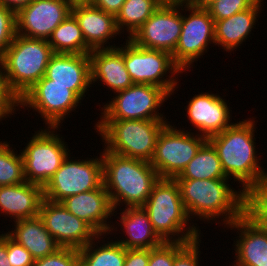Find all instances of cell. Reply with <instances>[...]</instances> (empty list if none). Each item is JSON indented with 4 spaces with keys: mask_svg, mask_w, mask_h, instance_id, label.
<instances>
[{
    "mask_svg": "<svg viewBox=\"0 0 267 266\" xmlns=\"http://www.w3.org/2000/svg\"><path fill=\"white\" fill-rule=\"evenodd\" d=\"M32 0H0V5L13 11L15 14L25 8Z\"/></svg>",
    "mask_w": 267,
    "mask_h": 266,
    "instance_id": "cell-42",
    "label": "cell"
},
{
    "mask_svg": "<svg viewBox=\"0 0 267 266\" xmlns=\"http://www.w3.org/2000/svg\"><path fill=\"white\" fill-rule=\"evenodd\" d=\"M256 118L239 120L207 140L215 148L228 179L238 182L246 194L267 174L256 150ZM260 161V162H259ZM267 170V168H266Z\"/></svg>",
    "mask_w": 267,
    "mask_h": 266,
    "instance_id": "cell-2",
    "label": "cell"
},
{
    "mask_svg": "<svg viewBox=\"0 0 267 266\" xmlns=\"http://www.w3.org/2000/svg\"><path fill=\"white\" fill-rule=\"evenodd\" d=\"M108 235L99 234L86 246L78 249L79 266H124L126 249L116 239L104 240H109L110 236L106 237Z\"/></svg>",
    "mask_w": 267,
    "mask_h": 266,
    "instance_id": "cell-27",
    "label": "cell"
},
{
    "mask_svg": "<svg viewBox=\"0 0 267 266\" xmlns=\"http://www.w3.org/2000/svg\"><path fill=\"white\" fill-rule=\"evenodd\" d=\"M89 55L92 87L101 81L100 86H107L110 92L116 93L134 84L125 67L124 52L118 45L115 48L93 49Z\"/></svg>",
    "mask_w": 267,
    "mask_h": 266,
    "instance_id": "cell-23",
    "label": "cell"
},
{
    "mask_svg": "<svg viewBox=\"0 0 267 266\" xmlns=\"http://www.w3.org/2000/svg\"><path fill=\"white\" fill-rule=\"evenodd\" d=\"M71 13L79 23L86 44L92 50L117 47L111 41L117 35L121 36L114 15L106 13L88 2L73 3Z\"/></svg>",
    "mask_w": 267,
    "mask_h": 266,
    "instance_id": "cell-21",
    "label": "cell"
},
{
    "mask_svg": "<svg viewBox=\"0 0 267 266\" xmlns=\"http://www.w3.org/2000/svg\"><path fill=\"white\" fill-rule=\"evenodd\" d=\"M81 101L69 86L53 84V80L43 76L19 99V109H27L28 113L33 109L45 127H61L64 119L82 105Z\"/></svg>",
    "mask_w": 267,
    "mask_h": 266,
    "instance_id": "cell-13",
    "label": "cell"
},
{
    "mask_svg": "<svg viewBox=\"0 0 267 266\" xmlns=\"http://www.w3.org/2000/svg\"><path fill=\"white\" fill-rule=\"evenodd\" d=\"M61 128L41 127L20 149L27 182L44 187L70 154L67 142L60 136Z\"/></svg>",
    "mask_w": 267,
    "mask_h": 266,
    "instance_id": "cell-8",
    "label": "cell"
},
{
    "mask_svg": "<svg viewBox=\"0 0 267 266\" xmlns=\"http://www.w3.org/2000/svg\"><path fill=\"white\" fill-rule=\"evenodd\" d=\"M19 109V99L10 91L0 57V121L11 118ZM15 112V113H14Z\"/></svg>",
    "mask_w": 267,
    "mask_h": 266,
    "instance_id": "cell-36",
    "label": "cell"
},
{
    "mask_svg": "<svg viewBox=\"0 0 267 266\" xmlns=\"http://www.w3.org/2000/svg\"><path fill=\"white\" fill-rule=\"evenodd\" d=\"M142 207L164 242H190L201 237L199 226L186 212L175 179L160 178Z\"/></svg>",
    "mask_w": 267,
    "mask_h": 266,
    "instance_id": "cell-4",
    "label": "cell"
},
{
    "mask_svg": "<svg viewBox=\"0 0 267 266\" xmlns=\"http://www.w3.org/2000/svg\"><path fill=\"white\" fill-rule=\"evenodd\" d=\"M159 6L156 0H126L115 17L118 31L130 38Z\"/></svg>",
    "mask_w": 267,
    "mask_h": 266,
    "instance_id": "cell-30",
    "label": "cell"
},
{
    "mask_svg": "<svg viewBox=\"0 0 267 266\" xmlns=\"http://www.w3.org/2000/svg\"><path fill=\"white\" fill-rule=\"evenodd\" d=\"M33 266H79V251L61 247L53 254L34 260Z\"/></svg>",
    "mask_w": 267,
    "mask_h": 266,
    "instance_id": "cell-35",
    "label": "cell"
},
{
    "mask_svg": "<svg viewBox=\"0 0 267 266\" xmlns=\"http://www.w3.org/2000/svg\"><path fill=\"white\" fill-rule=\"evenodd\" d=\"M119 210V213H113V216L118 218V220L115 221L117 223L116 225L112 221V226L108 234H119L116 233L118 228L121 232L123 231L125 239L122 237L116 241L125 249H151L164 242L154 231L148 213L143 207H126L120 208ZM118 214L120 216L116 217Z\"/></svg>",
    "mask_w": 267,
    "mask_h": 266,
    "instance_id": "cell-22",
    "label": "cell"
},
{
    "mask_svg": "<svg viewBox=\"0 0 267 266\" xmlns=\"http://www.w3.org/2000/svg\"><path fill=\"white\" fill-rule=\"evenodd\" d=\"M225 228L236 231L232 266H267V231L246 212Z\"/></svg>",
    "mask_w": 267,
    "mask_h": 266,
    "instance_id": "cell-18",
    "label": "cell"
},
{
    "mask_svg": "<svg viewBox=\"0 0 267 266\" xmlns=\"http://www.w3.org/2000/svg\"><path fill=\"white\" fill-rule=\"evenodd\" d=\"M72 4L69 0H32L15 14L16 34L48 40L71 13Z\"/></svg>",
    "mask_w": 267,
    "mask_h": 266,
    "instance_id": "cell-16",
    "label": "cell"
},
{
    "mask_svg": "<svg viewBox=\"0 0 267 266\" xmlns=\"http://www.w3.org/2000/svg\"><path fill=\"white\" fill-rule=\"evenodd\" d=\"M216 0H183L182 4L195 7V8H207Z\"/></svg>",
    "mask_w": 267,
    "mask_h": 266,
    "instance_id": "cell-44",
    "label": "cell"
},
{
    "mask_svg": "<svg viewBox=\"0 0 267 266\" xmlns=\"http://www.w3.org/2000/svg\"><path fill=\"white\" fill-rule=\"evenodd\" d=\"M7 256L11 266H33L34 259L20 244L7 235Z\"/></svg>",
    "mask_w": 267,
    "mask_h": 266,
    "instance_id": "cell-39",
    "label": "cell"
},
{
    "mask_svg": "<svg viewBox=\"0 0 267 266\" xmlns=\"http://www.w3.org/2000/svg\"><path fill=\"white\" fill-rule=\"evenodd\" d=\"M43 200V187L35 183L0 186V215L11 222L37 217Z\"/></svg>",
    "mask_w": 267,
    "mask_h": 266,
    "instance_id": "cell-24",
    "label": "cell"
},
{
    "mask_svg": "<svg viewBox=\"0 0 267 266\" xmlns=\"http://www.w3.org/2000/svg\"><path fill=\"white\" fill-rule=\"evenodd\" d=\"M258 0H216L207 7L214 21L223 20L250 9Z\"/></svg>",
    "mask_w": 267,
    "mask_h": 266,
    "instance_id": "cell-33",
    "label": "cell"
},
{
    "mask_svg": "<svg viewBox=\"0 0 267 266\" xmlns=\"http://www.w3.org/2000/svg\"><path fill=\"white\" fill-rule=\"evenodd\" d=\"M227 178L213 145L207 140L182 173L174 179Z\"/></svg>",
    "mask_w": 267,
    "mask_h": 266,
    "instance_id": "cell-29",
    "label": "cell"
},
{
    "mask_svg": "<svg viewBox=\"0 0 267 266\" xmlns=\"http://www.w3.org/2000/svg\"><path fill=\"white\" fill-rule=\"evenodd\" d=\"M211 92L195 94L187 106H184L188 122L195 129V133L209 138L223 132L232 123V108L227 100ZM231 111V112H230Z\"/></svg>",
    "mask_w": 267,
    "mask_h": 266,
    "instance_id": "cell-17",
    "label": "cell"
},
{
    "mask_svg": "<svg viewBox=\"0 0 267 266\" xmlns=\"http://www.w3.org/2000/svg\"><path fill=\"white\" fill-rule=\"evenodd\" d=\"M246 213L267 216V174L246 194Z\"/></svg>",
    "mask_w": 267,
    "mask_h": 266,
    "instance_id": "cell-32",
    "label": "cell"
},
{
    "mask_svg": "<svg viewBox=\"0 0 267 266\" xmlns=\"http://www.w3.org/2000/svg\"><path fill=\"white\" fill-rule=\"evenodd\" d=\"M47 41L54 53L89 54L92 51L72 13L54 29Z\"/></svg>",
    "mask_w": 267,
    "mask_h": 266,
    "instance_id": "cell-28",
    "label": "cell"
},
{
    "mask_svg": "<svg viewBox=\"0 0 267 266\" xmlns=\"http://www.w3.org/2000/svg\"><path fill=\"white\" fill-rule=\"evenodd\" d=\"M150 249H126L124 266H148Z\"/></svg>",
    "mask_w": 267,
    "mask_h": 266,
    "instance_id": "cell-40",
    "label": "cell"
},
{
    "mask_svg": "<svg viewBox=\"0 0 267 266\" xmlns=\"http://www.w3.org/2000/svg\"><path fill=\"white\" fill-rule=\"evenodd\" d=\"M72 3H76V2H87L88 0H69Z\"/></svg>",
    "mask_w": 267,
    "mask_h": 266,
    "instance_id": "cell-47",
    "label": "cell"
},
{
    "mask_svg": "<svg viewBox=\"0 0 267 266\" xmlns=\"http://www.w3.org/2000/svg\"><path fill=\"white\" fill-rule=\"evenodd\" d=\"M181 29L182 4L160 5L129 39L140 47L172 54L179 41Z\"/></svg>",
    "mask_w": 267,
    "mask_h": 266,
    "instance_id": "cell-14",
    "label": "cell"
},
{
    "mask_svg": "<svg viewBox=\"0 0 267 266\" xmlns=\"http://www.w3.org/2000/svg\"><path fill=\"white\" fill-rule=\"evenodd\" d=\"M102 150L103 185L109 194L114 212H119L117 208L120 209L123 205L124 208L142 207L160 179L155 168L149 161Z\"/></svg>",
    "mask_w": 267,
    "mask_h": 266,
    "instance_id": "cell-3",
    "label": "cell"
},
{
    "mask_svg": "<svg viewBox=\"0 0 267 266\" xmlns=\"http://www.w3.org/2000/svg\"><path fill=\"white\" fill-rule=\"evenodd\" d=\"M256 222L267 231V216H251Z\"/></svg>",
    "mask_w": 267,
    "mask_h": 266,
    "instance_id": "cell-45",
    "label": "cell"
},
{
    "mask_svg": "<svg viewBox=\"0 0 267 266\" xmlns=\"http://www.w3.org/2000/svg\"><path fill=\"white\" fill-rule=\"evenodd\" d=\"M124 43L118 47L124 52L125 67L133 83L161 87L173 97L179 87L177 79L184 72L175 64L172 54L140 47L129 38Z\"/></svg>",
    "mask_w": 267,
    "mask_h": 266,
    "instance_id": "cell-7",
    "label": "cell"
},
{
    "mask_svg": "<svg viewBox=\"0 0 267 266\" xmlns=\"http://www.w3.org/2000/svg\"><path fill=\"white\" fill-rule=\"evenodd\" d=\"M0 266H11L7 256V234L0 231Z\"/></svg>",
    "mask_w": 267,
    "mask_h": 266,
    "instance_id": "cell-43",
    "label": "cell"
},
{
    "mask_svg": "<svg viewBox=\"0 0 267 266\" xmlns=\"http://www.w3.org/2000/svg\"><path fill=\"white\" fill-rule=\"evenodd\" d=\"M169 122L160 132L150 164L160 178L179 176L207 138Z\"/></svg>",
    "mask_w": 267,
    "mask_h": 266,
    "instance_id": "cell-10",
    "label": "cell"
},
{
    "mask_svg": "<svg viewBox=\"0 0 267 266\" xmlns=\"http://www.w3.org/2000/svg\"><path fill=\"white\" fill-rule=\"evenodd\" d=\"M175 260V242H163L150 249L148 266H173Z\"/></svg>",
    "mask_w": 267,
    "mask_h": 266,
    "instance_id": "cell-38",
    "label": "cell"
},
{
    "mask_svg": "<svg viewBox=\"0 0 267 266\" xmlns=\"http://www.w3.org/2000/svg\"><path fill=\"white\" fill-rule=\"evenodd\" d=\"M201 237L190 242H175V260L173 266H200ZM200 252V253H199Z\"/></svg>",
    "mask_w": 267,
    "mask_h": 266,
    "instance_id": "cell-34",
    "label": "cell"
},
{
    "mask_svg": "<svg viewBox=\"0 0 267 266\" xmlns=\"http://www.w3.org/2000/svg\"><path fill=\"white\" fill-rule=\"evenodd\" d=\"M44 76L53 80V84L69 86L83 101L92 87L90 55L55 53L48 62Z\"/></svg>",
    "mask_w": 267,
    "mask_h": 266,
    "instance_id": "cell-19",
    "label": "cell"
},
{
    "mask_svg": "<svg viewBox=\"0 0 267 266\" xmlns=\"http://www.w3.org/2000/svg\"><path fill=\"white\" fill-rule=\"evenodd\" d=\"M101 109L100 119L119 120H169L159 113L171 96L161 87L149 84H133L114 93ZM166 100V101H165Z\"/></svg>",
    "mask_w": 267,
    "mask_h": 266,
    "instance_id": "cell-9",
    "label": "cell"
},
{
    "mask_svg": "<svg viewBox=\"0 0 267 266\" xmlns=\"http://www.w3.org/2000/svg\"><path fill=\"white\" fill-rule=\"evenodd\" d=\"M167 120L100 119L94 130L108 152L145 161L152 159L158 136Z\"/></svg>",
    "mask_w": 267,
    "mask_h": 266,
    "instance_id": "cell-5",
    "label": "cell"
},
{
    "mask_svg": "<svg viewBox=\"0 0 267 266\" xmlns=\"http://www.w3.org/2000/svg\"><path fill=\"white\" fill-rule=\"evenodd\" d=\"M264 0H258L250 9L236 13L231 17L215 21V45L222 47L223 51L231 52L240 48L248 37L264 7ZM258 18V19H257Z\"/></svg>",
    "mask_w": 267,
    "mask_h": 266,
    "instance_id": "cell-25",
    "label": "cell"
},
{
    "mask_svg": "<svg viewBox=\"0 0 267 266\" xmlns=\"http://www.w3.org/2000/svg\"><path fill=\"white\" fill-rule=\"evenodd\" d=\"M10 141H0V186L24 183V167L21 151L19 154ZM16 149V151H15Z\"/></svg>",
    "mask_w": 267,
    "mask_h": 266,
    "instance_id": "cell-31",
    "label": "cell"
},
{
    "mask_svg": "<svg viewBox=\"0 0 267 266\" xmlns=\"http://www.w3.org/2000/svg\"><path fill=\"white\" fill-rule=\"evenodd\" d=\"M39 217L61 247L81 249L99 235L89 224L69 212L61 202L44 198Z\"/></svg>",
    "mask_w": 267,
    "mask_h": 266,
    "instance_id": "cell-15",
    "label": "cell"
},
{
    "mask_svg": "<svg viewBox=\"0 0 267 266\" xmlns=\"http://www.w3.org/2000/svg\"><path fill=\"white\" fill-rule=\"evenodd\" d=\"M175 180L192 221L200 219L206 224L215 221L225 228L246 212V193L233 188L228 178Z\"/></svg>",
    "mask_w": 267,
    "mask_h": 266,
    "instance_id": "cell-1",
    "label": "cell"
},
{
    "mask_svg": "<svg viewBox=\"0 0 267 266\" xmlns=\"http://www.w3.org/2000/svg\"><path fill=\"white\" fill-rule=\"evenodd\" d=\"M71 154L43 187L45 199L61 202L68 196L93 191L103 184L102 151L99 157L85 160L75 159Z\"/></svg>",
    "mask_w": 267,
    "mask_h": 266,
    "instance_id": "cell-11",
    "label": "cell"
},
{
    "mask_svg": "<svg viewBox=\"0 0 267 266\" xmlns=\"http://www.w3.org/2000/svg\"><path fill=\"white\" fill-rule=\"evenodd\" d=\"M13 226L11 231L9 228L5 233L22 245L34 260L53 254L61 248L39 216L15 221Z\"/></svg>",
    "mask_w": 267,
    "mask_h": 266,
    "instance_id": "cell-26",
    "label": "cell"
},
{
    "mask_svg": "<svg viewBox=\"0 0 267 266\" xmlns=\"http://www.w3.org/2000/svg\"><path fill=\"white\" fill-rule=\"evenodd\" d=\"M182 11L181 34L172 57L175 64L185 73L192 71L191 68L198 58H203L208 52L209 45L215 46V21L207 8L182 4Z\"/></svg>",
    "mask_w": 267,
    "mask_h": 266,
    "instance_id": "cell-12",
    "label": "cell"
},
{
    "mask_svg": "<svg viewBox=\"0 0 267 266\" xmlns=\"http://www.w3.org/2000/svg\"><path fill=\"white\" fill-rule=\"evenodd\" d=\"M54 54L45 39L15 35L1 59L7 85L18 99L45 75Z\"/></svg>",
    "mask_w": 267,
    "mask_h": 266,
    "instance_id": "cell-6",
    "label": "cell"
},
{
    "mask_svg": "<svg viewBox=\"0 0 267 266\" xmlns=\"http://www.w3.org/2000/svg\"><path fill=\"white\" fill-rule=\"evenodd\" d=\"M16 35L15 13L0 5V57L11 45Z\"/></svg>",
    "mask_w": 267,
    "mask_h": 266,
    "instance_id": "cell-37",
    "label": "cell"
},
{
    "mask_svg": "<svg viewBox=\"0 0 267 266\" xmlns=\"http://www.w3.org/2000/svg\"><path fill=\"white\" fill-rule=\"evenodd\" d=\"M61 203L98 234L109 233L112 226L109 220L113 218L114 208L103 184L93 191L68 196Z\"/></svg>",
    "mask_w": 267,
    "mask_h": 266,
    "instance_id": "cell-20",
    "label": "cell"
},
{
    "mask_svg": "<svg viewBox=\"0 0 267 266\" xmlns=\"http://www.w3.org/2000/svg\"><path fill=\"white\" fill-rule=\"evenodd\" d=\"M125 1L126 0H88L87 2L116 17Z\"/></svg>",
    "mask_w": 267,
    "mask_h": 266,
    "instance_id": "cell-41",
    "label": "cell"
},
{
    "mask_svg": "<svg viewBox=\"0 0 267 266\" xmlns=\"http://www.w3.org/2000/svg\"><path fill=\"white\" fill-rule=\"evenodd\" d=\"M160 5H179L183 0H156Z\"/></svg>",
    "mask_w": 267,
    "mask_h": 266,
    "instance_id": "cell-46",
    "label": "cell"
}]
</instances>
